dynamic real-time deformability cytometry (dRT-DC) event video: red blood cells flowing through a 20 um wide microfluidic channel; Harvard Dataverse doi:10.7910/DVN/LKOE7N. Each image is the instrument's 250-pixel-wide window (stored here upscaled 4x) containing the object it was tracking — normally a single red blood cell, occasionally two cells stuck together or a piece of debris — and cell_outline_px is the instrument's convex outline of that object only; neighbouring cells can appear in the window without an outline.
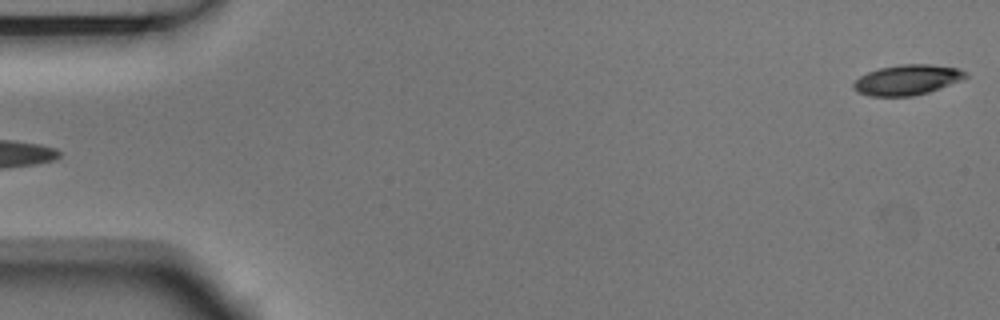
{"species": "Egyptian fruit bat (a non-hibernating species)", "species_latin": "Rousettus aegyptiacus", "temperature_condition": "room temperature", "stored_images_in_passage": 6, "segment_of_instrument_passage": [2, 2], "camera_frame_rate_fps": 3000, "um_per_image_px": 0.085, "animal": {"sex": "male"}, "frame": {"image": 1, "passage_image": 6, "time_ms": 1.667, "image_size_px": [1000, 320], "cell_outline_px": [[968, 76], [960, 80], [928, 92], [912, 96], [868, 96], [856, 92], [852, 88], [852, 84], [860, 76], [868, 72], [880, 68], [900, 64], [932, 64], [956, 68], [964, 72]], "centroid_in_image_um": [77.04, 6.79], "position_along_channel_um": 8.0, "area_um2": 19.59}}